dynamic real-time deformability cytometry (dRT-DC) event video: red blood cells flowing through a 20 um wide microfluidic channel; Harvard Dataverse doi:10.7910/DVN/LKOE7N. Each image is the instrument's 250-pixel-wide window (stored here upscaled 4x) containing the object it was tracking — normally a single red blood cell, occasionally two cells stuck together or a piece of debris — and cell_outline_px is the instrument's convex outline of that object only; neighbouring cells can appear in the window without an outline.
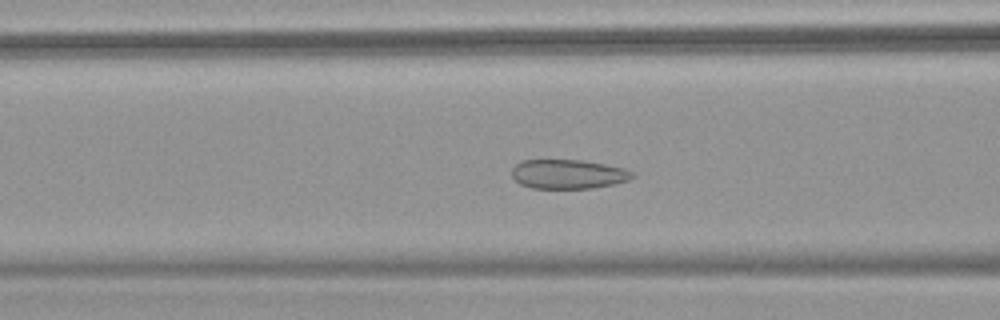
{"species": "common noctule bat (a hibernating species)", "species_latin": "Nyctalus noctula", "temperature_condition": "warm", "stored_images_in_passage": 54, "camera_frame_rate_fps": 3000, "um_per_image_px": 0.085, "animal": {"sex": "female", "body_mass_g": 18.4}, "frame": {"image": 1, "passage_image": 22, "time_ms": 7.0, "image_size_px": [1000, 320], "cell_outline_px": [[636, 176], [628, 180], [616, 184], [592, 188], [532, 188], [520, 184], [512, 176], [512, 168], [520, 160], [584, 160], [624, 168], [636, 172]], "centroid_in_image_um": [48.33, 14.8], "position_along_channel_um": 118.3, "area_um2": 20.75}}
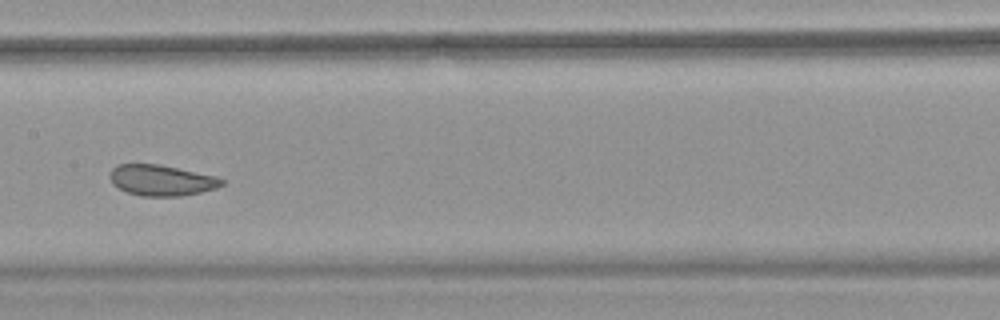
{"frame": {"image": 2, "passage_image": 28, "time_ms": 9.0, "image_size_px": [1000, 320], "cell_outline_px": [[224, 184], [216, 188], [200, 192], [180, 196], [140, 196], [128, 192], [112, 184], [108, 176], [112, 168], [116, 164], [160, 164], [216, 176], [224, 180]], "centroid_in_image_um": [13.7, 15.31], "position_along_channel_um": 193.7, "area_um2": 20.17}}
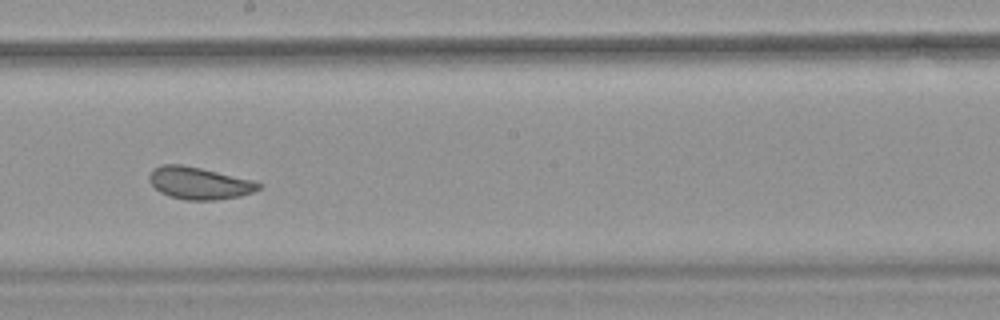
{"frame": {"image": 3, "passage_image": 31, "time_ms": 10.0, "image_size_px": [1000, 320], "cell_outline_px": [[264, 184], [260, 188], [252, 192], [240, 196], [216, 200], [184, 200], [168, 196], [160, 192], [148, 180], [148, 176], [152, 168], [160, 164], [180, 164], [200, 168], [252, 180]], "centroid_in_image_um": [16.89, 15.57], "position_along_channel_um": 231.3, "area_um2": 20.58}, "authors_computed_cell_mechanics": {"area_um2": 24.1026, "velocity_mm_per_s": 3.7821, "shape_relaxation_time_tau1_ms": null, "shape_relaxation_time_tau2_ms": 1.1653, "deformation_change_tau1": null, "deformation_change_tau2": 0.055}}